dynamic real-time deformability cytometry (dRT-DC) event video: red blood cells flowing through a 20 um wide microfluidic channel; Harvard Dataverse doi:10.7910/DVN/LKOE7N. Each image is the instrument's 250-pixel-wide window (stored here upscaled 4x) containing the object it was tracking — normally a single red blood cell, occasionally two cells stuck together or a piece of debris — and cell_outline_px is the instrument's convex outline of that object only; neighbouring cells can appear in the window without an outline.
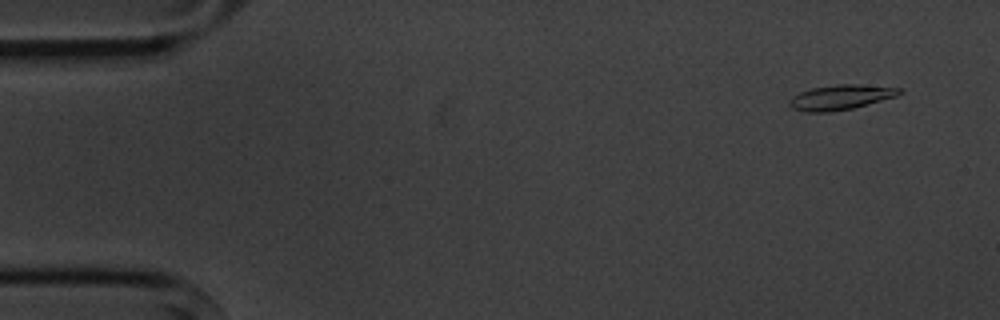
{"species": "common noctule bat (a hibernating species)", "species_latin": "Nyctalus noctula", "temperature_condition": "cold", "stored_images_in_passage": 10, "camera_frame_rate_fps": 3000, "um_per_image_px": 0.085, "animal": {"sex": "male", "body_mass_g": 20.1, "forearm_length_mm": 53.5}, "frame": {"image": 1, "passage_image": 2, "time_ms": 1.0, "image_size_px": [1000, 320], "cell_outline_px": [[904, 92], [896, 96], [852, 108], [828, 112], [804, 112], [792, 108], [788, 104], [788, 100], [792, 96], [800, 92], [812, 88], [836, 84], [856, 84], [900, 88]], "centroid_in_image_um": [71.41, 8.26], "position_along_channel_um": 13.6, "area_um2": 15.9}}
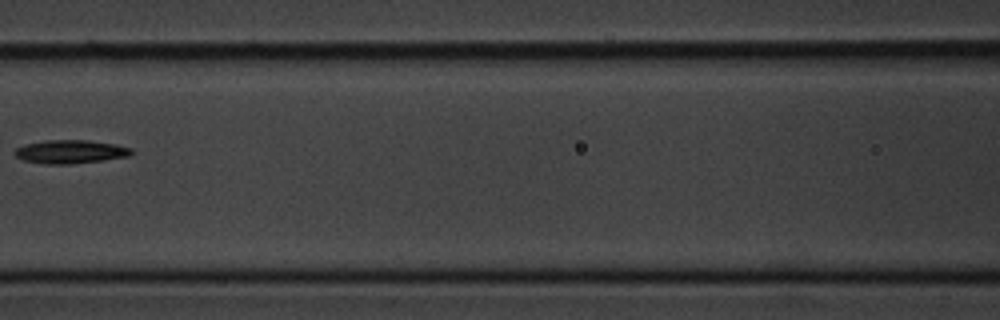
{"frame": {"image": 2, "passage_image": 7, "time_ms": 8.0, "image_size_px": [1000, 320], "cell_outline_px": [[132, 152], [128, 156], [104, 160], [68, 164], [44, 164], [24, 160], [16, 156], [12, 152], [16, 148], [24, 144], [44, 140], [88, 140], [116, 144], [132, 148]], "centroid_in_image_um": [5.95, 12.89], "position_along_channel_um": 160.6, "area_um2": 16.01}}
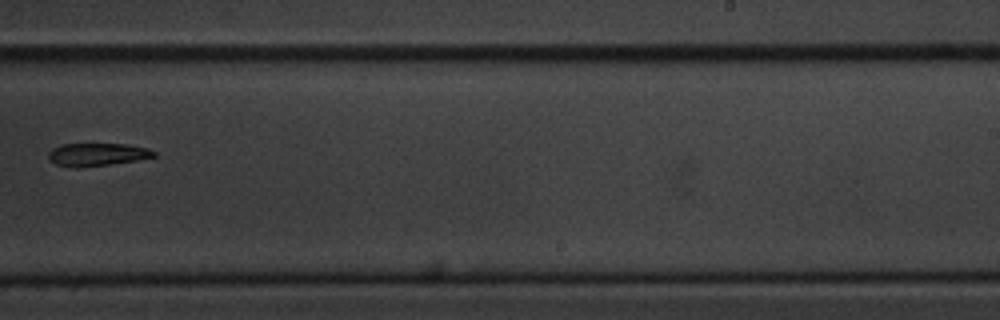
{"frame": {"image": 3, "passage_image": 10, "time_ms": 11.333, "image_size_px": [1000, 320], "cell_outline_px": [[156, 156], [136, 160], [108, 164], [76, 168], [56, 164], [48, 160], [48, 152], [52, 148], [60, 144], [124, 144], [148, 148], [156, 152]], "centroid_in_image_um": [8.21, 13.12], "position_along_channel_um": 280.8, "area_um2": 13.99}}